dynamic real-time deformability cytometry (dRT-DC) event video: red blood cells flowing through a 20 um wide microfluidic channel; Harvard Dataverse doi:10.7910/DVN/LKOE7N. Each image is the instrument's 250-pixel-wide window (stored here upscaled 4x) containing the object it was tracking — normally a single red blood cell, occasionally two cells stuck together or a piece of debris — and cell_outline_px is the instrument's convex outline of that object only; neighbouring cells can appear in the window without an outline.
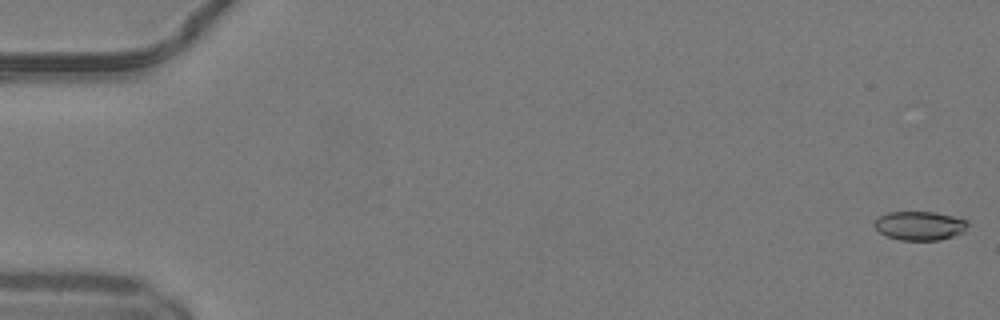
{"species": "common noctule bat (a hibernating species)", "species_latin": "Nyctalus noctula", "temperature_condition": "warm", "stored_images_in_passage": 50, "camera_frame_rate_fps": 3000, "um_per_image_px": 0.085, "animal": {"sex": "male", "body_mass_g": 19.2, "forearm_length_mm": 51.8}, "frame": {"image": 1, "passage_image": 1, "time_ms": 0.0, "image_size_px": [1000, 320], "cell_outline_px": [[968, 224], [964, 232], [940, 240], [900, 240], [888, 236], [880, 232], [876, 228], [876, 220], [880, 216], [888, 212], [936, 212], [968, 220]], "centroid_in_image_um": [78.22, 19.18], "position_along_channel_um": 6.8, "area_um2": 15.55}}
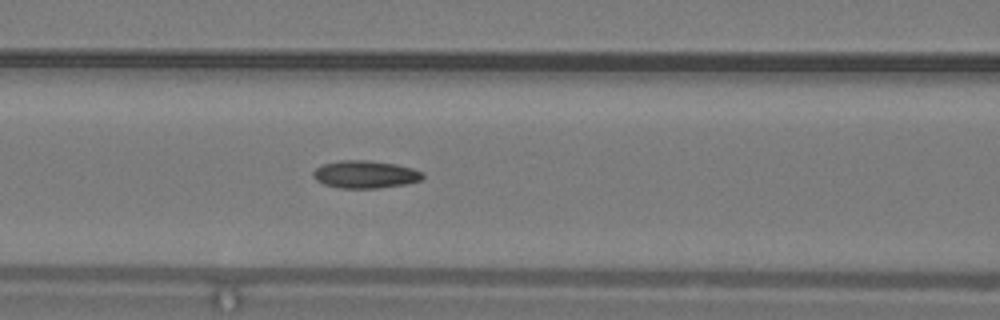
{"frame": {"image": 2, "passage_image": 22, "time_ms": 7.0, "image_size_px": [1000, 320], "cell_outline_px": [[424, 176], [420, 180], [404, 184], [376, 188], [340, 188], [324, 184], [316, 180], [312, 176], [312, 172], [316, 168], [324, 164], [340, 160], [368, 160], [396, 164], [412, 168], [424, 172]], "centroid_in_image_um": [31.03, 14.81], "position_along_channel_um": 135.6, "area_um2": 17.57}}
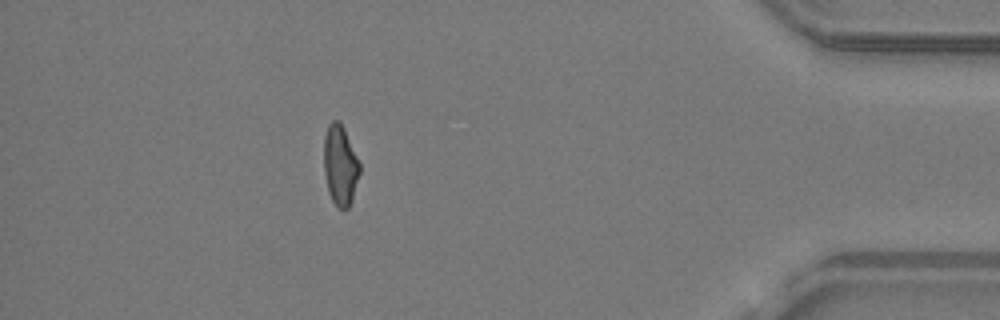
{"frame": {"image": 3, "passage_image": 45, "time_ms": 14.667, "image_size_px": [1000, 320], "cell_outline_px": [[360, 172], [352, 200], [348, 208], [340, 208], [332, 200], [328, 192], [324, 172], [324, 136], [328, 124], [332, 120], [340, 120], [344, 128], [360, 164]], "centroid_in_image_um": [28.91, 14.02], "position_along_channel_um": 406.3, "area_um2": 16.7}, "authors_computed_cell_mechanics": {"area_um2": 16.9354, "velocity_mm_per_s": 4.178, "shape_relaxation_time_tau1_ms": null, "shape_relaxation_time_tau2_ms": 3.0688, "deformation_change_tau1": null, "deformation_change_tau2": 0.0919}}